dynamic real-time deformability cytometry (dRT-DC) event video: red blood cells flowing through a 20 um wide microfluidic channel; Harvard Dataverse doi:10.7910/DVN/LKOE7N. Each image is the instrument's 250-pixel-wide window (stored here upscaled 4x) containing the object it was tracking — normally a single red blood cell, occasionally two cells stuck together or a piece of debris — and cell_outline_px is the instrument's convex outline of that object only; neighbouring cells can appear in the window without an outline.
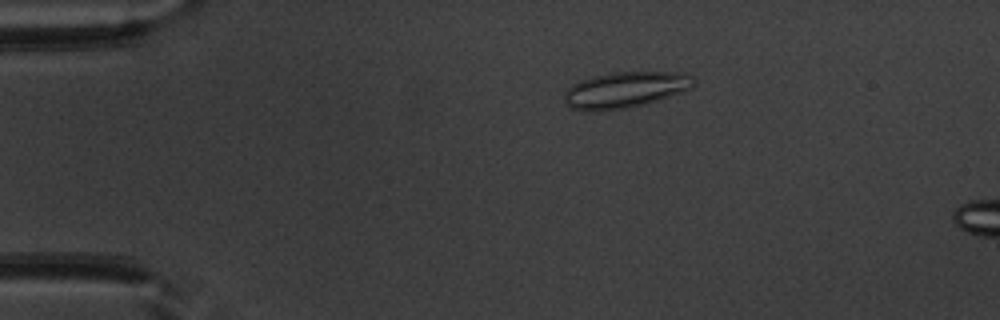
{"species": "common noctule bat (a hibernating species)", "species_latin": "Nyctalus noctula", "temperature_condition": "warm", "stored_images_in_passage": 9, "camera_frame_rate_fps": 3000, "um_per_image_px": 0.085, "animal": {"sex": "male", "body_mass_g": 20.1, "forearm_length_mm": 53.5}, "frame": {"image": 1, "passage_image": 3, "time_ms": 0.667, "image_size_px": [1000, 320], "cell_outline_px": [[696, 80], [688, 88], [680, 92], [644, 104], [624, 108], [596, 112], [588, 112], [568, 108], [564, 104], [564, 92], [572, 84], [580, 80], [592, 76], [612, 72], [680, 72], [692, 76]], "centroid_in_image_um": [53.03, 7.64], "position_along_channel_um": 32.0, "area_um2": 27.22}}